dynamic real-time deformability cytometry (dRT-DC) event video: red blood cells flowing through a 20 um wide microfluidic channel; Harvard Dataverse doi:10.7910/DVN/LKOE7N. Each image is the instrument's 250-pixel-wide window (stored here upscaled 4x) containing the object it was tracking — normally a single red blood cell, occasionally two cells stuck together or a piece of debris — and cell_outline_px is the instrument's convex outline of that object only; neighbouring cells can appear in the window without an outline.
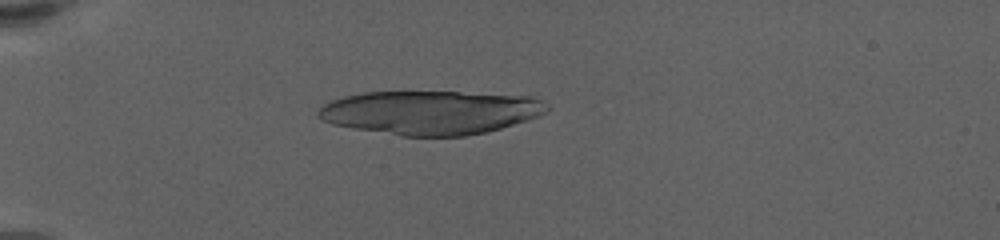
{"species": "human", "species_latin": "Homo sapiens", "temperature_condition": "warm", "stored_images_in_passage": 36, "camera_frame_rate_fps": 3000, "um_per_image_px": 0.085, "donor": {"sex": "female"}, "frame": {"image": 1, "passage_image": 18, "time_ms": 5.667, "image_size_px": [1000, 240], "cell_outline_px": [[552, 108], [528, 120], [488, 132], [464, 136], [404, 136], [352, 128], [332, 124], [316, 116], [316, 112], [324, 104], [332, 100], [344, 96], [364, 92], [460, 92], [532, 96], [548, 104]], "centroid_in_image_um": [36.61, 9.56], "position_along_channel_um": 48.4, "area_um2": 58.49}}